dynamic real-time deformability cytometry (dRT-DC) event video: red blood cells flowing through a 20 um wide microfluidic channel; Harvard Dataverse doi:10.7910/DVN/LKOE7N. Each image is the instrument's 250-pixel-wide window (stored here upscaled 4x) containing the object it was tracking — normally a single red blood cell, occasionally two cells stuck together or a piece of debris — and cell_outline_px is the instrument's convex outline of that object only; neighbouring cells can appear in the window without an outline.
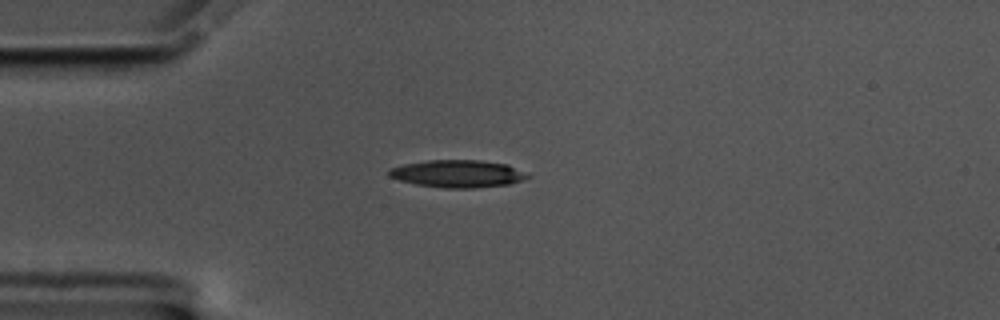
{"species": "common noctule bat (a hibernating species)", "species_latin": "Nyctalus noctula", "temperature_condition": "cold", "stored_images_in_passage": 43, "camera_frame_rate_fps": 3000, "um_per_image_px": 0.085, "animal": {"sex": "male", "body_mass_g": 17.5, "forearm_length_mm": 52.3}, "frame": {"image": 1, "passage_image": 1, "time_ms": 0.0, "image_size_px": [1000, 320], "cell_outline_px": [[532, 176], [508, 184], [476, 188], [444, 188], [416, 184], [400, 180], [388, 176], [388, 168], [404, 164], [428, 160], [480, 160], [508, 164]], "centroid_in_image_um": [38.88, 14.76], "position_along_channel_um": 46.1, "area_um2": 22.14}}
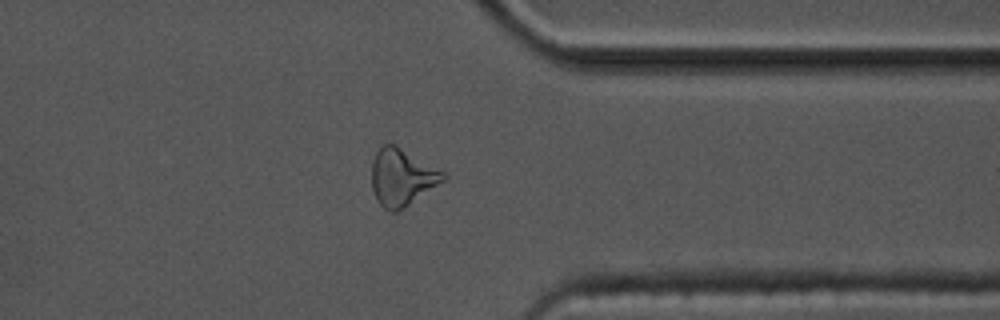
{"frame": {"image": 2, "passage_image": 31, "time_ms": 10.0, "image_size_px": [1000, 320], "cell_outline_px": [[448, 180], [404, 208], [396, 212], [392, 212], [384, 208], [376, 200], [372, 188], [372, 160], [376, 152], [384, 144], [396, 144], [444, 172], [448, 176]], "centroid_in_image_um": [34.19, 15.08], "position_along_channel_um": 377.2, "area_um2": 24.1}}
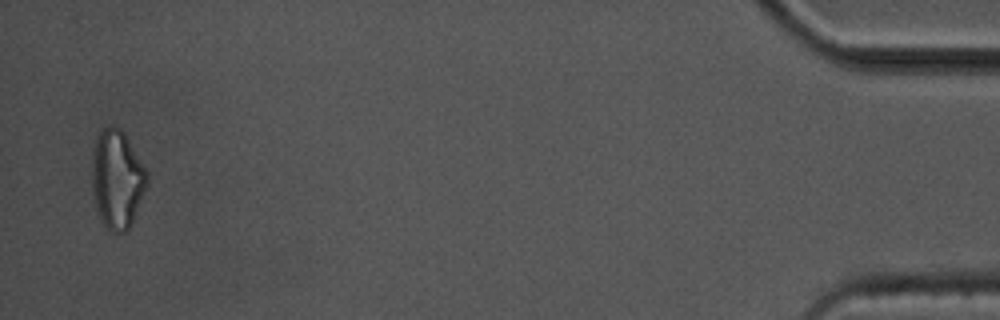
{"frame": {"image": 3, "passage_image": 42, "time_ms": 13.667, "image_size_px": [1000, 320], "cell_outline_px": [[148, 184], [132, 220], [128, 228], [124, 232], [112, 232], [100, 220], [92, 192], [92, 148], [100, 132], [104, 128], [120, 128], [124, 132], [148, 172]], "centroid_in_image_um": [9.94, 15.23], "position_along_channel_um": 425.3, "area_um2": 31.33}, "authors_computed_cell_mechanics": {"area_um2": 22.3686, "velocity_mm_per_s": 3.5259, "shape_relaxation_time_tau1_ms": 4.8224, "shape_relaxation_time_tau2_ms": 3.3474, "deformation_change_tau1": 0.1631, "deformation_change_tau2": 0.1379}}